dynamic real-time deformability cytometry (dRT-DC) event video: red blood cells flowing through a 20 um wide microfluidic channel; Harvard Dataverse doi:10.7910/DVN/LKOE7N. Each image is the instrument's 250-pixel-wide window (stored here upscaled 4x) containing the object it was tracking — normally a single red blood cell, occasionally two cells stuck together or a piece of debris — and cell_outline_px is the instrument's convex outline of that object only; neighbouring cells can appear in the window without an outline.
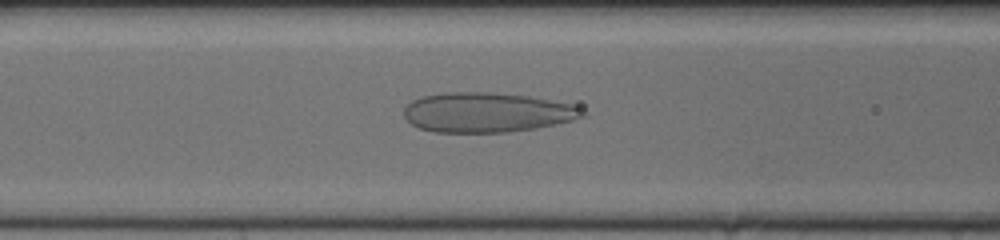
{"species": "human", "species_latin": "Homo sapiens", "temperature_condition": "cold", "stored_images_in_passage": 57, "camera_frame_rate_fps": 3000, "um_per_image_px": 0.085, "donor": {"sex": "female"}, "frame": {"image": 1, "passage_image": 23, "time_ms": 7.333, "image_size_px": [1000, 240], "cell_outline_px": [[584, 116], [572, 120], [536, 128], [508, 132], [436, 132], [420, 128], [412, 124], [404, 116], [404, 108], [412, 100], [420, 96], [448, 92], [488, 92], [528, 96], [572, 104], [580, 108], [584, 112]], "centroid_in_image_um": [41.36, 9.55], "position_along_channel_um": 125.2, "area_um2": 41.15}}
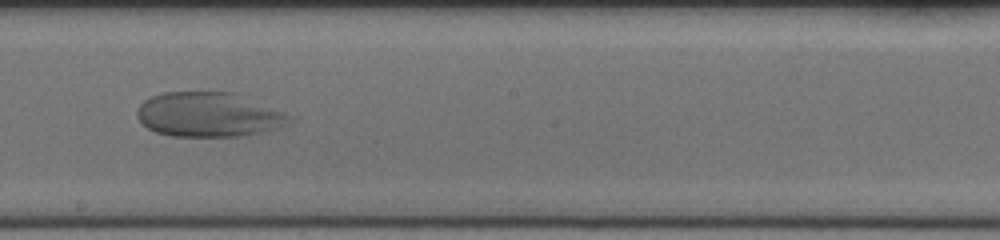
{"frame": {"image": 2, "passage_image": 32, "time_ms": 10.333, "image_size_px": [1000, 240], "cell_outline_px": [[300, 116], [296, 120], [260, 132], [244, 136], [172, 136], [156, 132], [148, 128], [136, 116], [136, 108], [144, 100], [152, 96], [164, 92], [240, 92]], "centroid_in_image_um": [17.86, 9.71], "position_along_channel_um": 230.3, "area_um2": 40.58}}
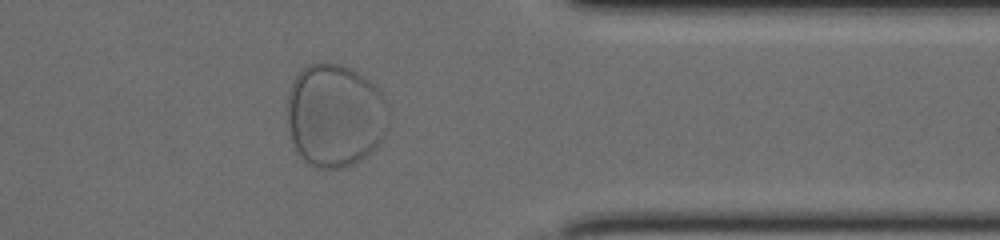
{"frame": {"image": 3, "passage_image": 46, "time_ms": 15.0, "image_size_px": [1000, 240], "cell_outline_px": [[388, 128], [384, 136], [356, 164], [340, 168], [316, 168], [308, 164], [296, 152], [288, 136], [288, 92], [296, 76], [308, 64], [344, 64], [352, 68], [364, 76], [380, 92], [388, 104]], "centroid_in_image_um": [28.46, 9.83], "position_along_channel_um": 382.9, "area_um2": 61.09}}